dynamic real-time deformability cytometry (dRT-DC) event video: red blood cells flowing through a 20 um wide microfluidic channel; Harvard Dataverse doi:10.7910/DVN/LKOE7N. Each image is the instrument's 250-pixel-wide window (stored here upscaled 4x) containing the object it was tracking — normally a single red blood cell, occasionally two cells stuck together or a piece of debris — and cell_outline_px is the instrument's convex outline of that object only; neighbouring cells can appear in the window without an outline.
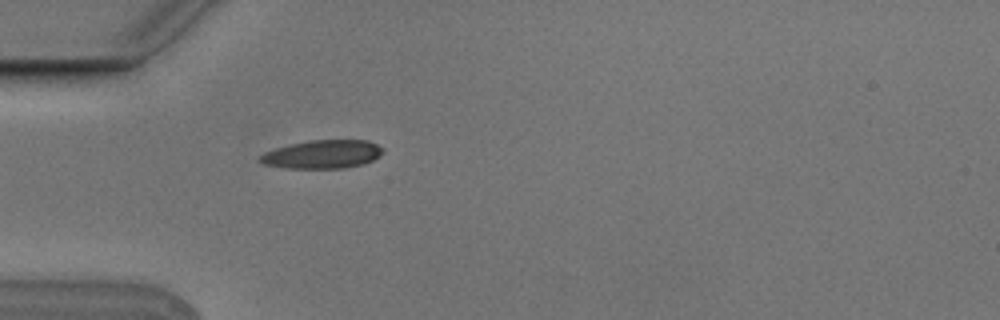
{"species": "Egyptian fruit bat (a non-hibernating species)", "species_latin": "Rousettus aegyptiacus", "temperature_condition": "cold", "stored_images_in_passage": 4, "camera_frame_rate_fps": 3000, "um_per_image_px": 0.085, "animal": {"sex": "male"}, "frame": {"image": 1, "passage_image": 4, "time_ms": 1.0, "image_size_px": [1000, 320], "cell_outline_px": [[384, 152], [380, 156], [364, 164], [344, 168], [288, 168], [264, 164], [260, 160], [260, 156], [264, 152], [276, 148], [308, 140], [368, 140], [384, 148]], "centroid_in_image_um": [27.46, 13.11], "position_along_channel_um": 57.5, "area_um2": 20.29}}